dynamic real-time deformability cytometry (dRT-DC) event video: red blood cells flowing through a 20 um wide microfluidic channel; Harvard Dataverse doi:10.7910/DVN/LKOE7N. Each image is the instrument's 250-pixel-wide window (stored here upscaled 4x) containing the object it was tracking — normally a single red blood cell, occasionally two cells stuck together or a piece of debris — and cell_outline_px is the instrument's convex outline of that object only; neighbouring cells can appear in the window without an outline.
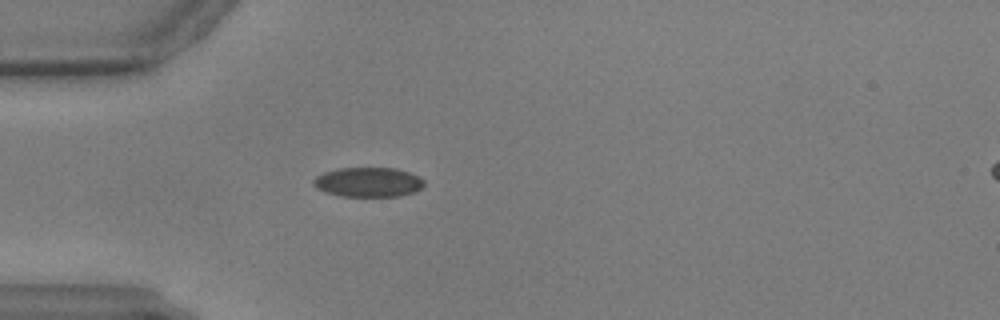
{"species": "common noctule bat (a hibernating species)", "species_latin": "Nyctalus noctula", "temperature_condition": "warm", "stored_images_in_passage": 58, "camera_frame_rate_fps": 3000, "um_per_image_px": 0.085, "animal": {"sex": "male", "body_mass_g": 17.9, "forearm_length_mm": 54.2}, "frame": {"image": 1, "passage_image": 16, "time_ms": 5.0, "image_size_px": [1000, 320], "cell_outline_px": [[424, 184], [416, 192], [400, 196], [340, 196], [316, 188], [312, 184], [312, 180], [316, 176], [324, 172], [336, 168], [396, 168], [420, 176], [424, 180]], "centroid_in_image_um": [31.3, 15.48], "position_along_channel_um": 53.7, "area_um2": 19.19}}
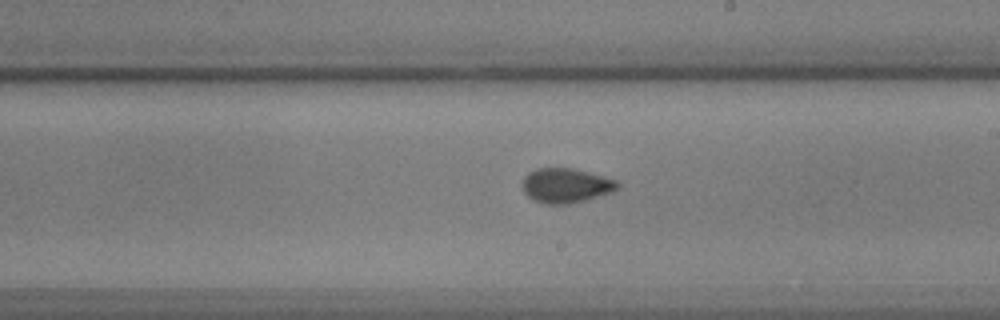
{"frame": {"image": 2, "passage_image": 33, "time_ms": 10.667, "image_size_px": [1000, 320], "cell_outline_px": [[620, 188], [612, 192], [584, 200], [568, 204], [544, 204], [532, 200], [520, 188], [520, 184], [524, 176], [528, 172], [536, 168], [572, 168], [620, 180]], "centroid_in_image_um": [48.08, 15.76], "position_along_channel_um": 240.9, "area_um2": 19.59}}
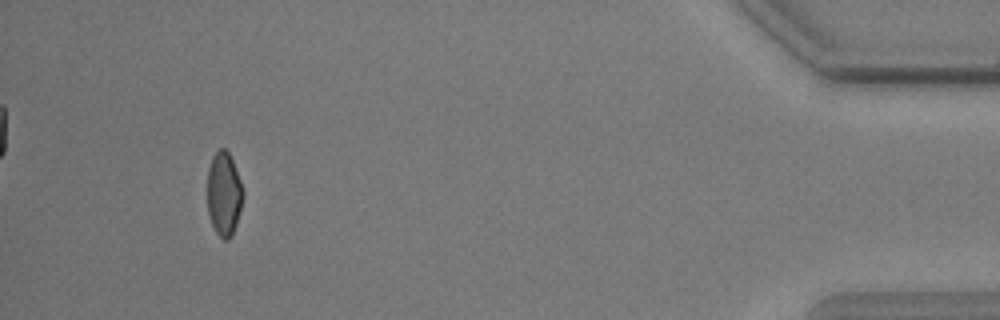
{"frame": {"image": 3, "passage_image": 54, "time_ms": 17.667, "image_size_px": [1000, 320], "cell_outline_px": [[244, 196], [236, 224], [232, 236], [228, 240], [224, 240], [216, 232], [208, 216], [208, 168], [212, 156], [220, 148], [224, 148], [228, 152], [232, 160], [240, 180], [244, 192]], "centroid_in_image_um": [19.04, 16.49], "position_along_channel_um": 416.2, "area_um2": 17.4}}